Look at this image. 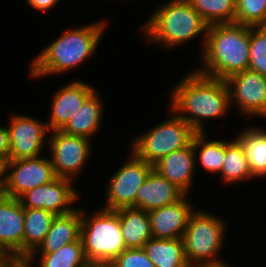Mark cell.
Here are the masks:
<instances>
[{
	"mask_svg": "<svg viewBox=\"0 0 266 267\" xmlns=\"http://www.w3.org/2000/svg\"><path fill=\"white\" fill-rule=\"evenodd\" d=\"M59 0H27L28 5L37 10L46 11L57 4Z\"/></svg>",
	"mask_w": 266,
	"mask_h": 267,
	"instance_id": "34",
	"label": "cell"
},
{
	"mask_svg": "<svg viewBox=\"0 0 266 267\" xmlns=\"http://www.w3.org/2000/svg\"><path fill=\"white\" fill-rule=\"evenodd\" d=\"M115 212L119 216L125 248H143L153 237L148 212L134 207Z\"/></svg>",
	"mask_w": 266,
	"mask_h": 267,
	"instance_id": "20",
	"label": "cell"
},
{
	"mask_svg": "<svg viewBox=\"0 0 266 267\" xmlns=\"http://www.w3.org/2000/svg\"><path fill=\"white\" fill-rule=\"evenodd\" d=\"M49 138L51 164L56 177L68 178L78 175L91 152L90 139L53 130Z\"/></svg>",
	"mask_w": 266,
	"mask_h": 267,
	"instance_id": "9",
	"label": "cell"
},
{
	"mask_svg": "<svg viewBox=\"0 0 266 267\" xmlns=\"http://www.w3.org/2000/svg\"><path fill=\"white\" fill-rule=\"evenodd\" d=\"M0 248L8 257H24V208L6 195L0 197Z\"/></svg>",
	"mask_w": 266,
	"mask_h": 267,
	"instance_id": "14",
	"label": "cell"
},
{
	"mask_svg": "<svg viewBox=\"0 0 266 267\" xmlns=\"http://www.w3.org/2000/svg\"><path fill=\"white\" fill-rule=\"evenodd\" d=\"M56 215L44 209L24 208V257L28 258L45 239Z\"/></svg>",
	"mask_w": 266,
	"mask_h": 267,
	"instance_id": "24",
	"label": "cell"
},
{
	"mask_svg": "<svg viewBox=\"0 0 266 267\" xmlns=\"http://www.w3.org/2000/svg\"><path fill=\"white\" fill-rule=\"evenodd\" d=\"M87 218L81 210V240L92 267L108 266L126 248L118 214L102 208ZM89 219V220H88Z\"/></svg>",
	"mask_w": 266,
	"mask_h": 267,
	"instance_id": "5",
	"label": "cell"
},
{
	"mask_svg": "<svg viewBox=\"0 0 266 267\" xmlns=\"http://www.w3.org/2000/svg\"><path fill=\"white\" fill-rule=\"evenodd\" d=\"M225 223L218 216L197 210L191 215L182 237L190 267L222 264L216 255L223 248Z\"/></svg>",
	"mask_w": 266,
	"mask_h": 267,
	"instance_id": "6",
	"label": "cell"
},
{
	"mask_svg": "<svg viewBox=\"0 0 266 267\" xmlns=\"http://www.w3.org/2000/svg\"><path fill=\"white\" fill-rule=\"evenodd\" d=\"M235 23L265 26L266 0H236Z\"/></svg>",
	"mask_w": 266,
	"mask_h": 267,
	"instance_id": "30",
	"label": "cell"
},
{
	"mask_svg": "<svg viewBox=\"0 0 266 267\" xmlns=\"http://www.w3.org/2000/svg\"><path fill=\"white\" fill-rule=\"evenodd\" d=\"M248 69L266 77V26H250Z\"/></svg>",
	"mask_w": 266,
	"mask_h": 267,
	"instance_id": "29",
	"label": "cell"
},
{
	"mask_svg": "<svg viewBox=\"0 0 266 267\" xmlns=\"http://www.w3.org/2000/svg\"><path fill=\"white\" fill-rule=\"evenodd\" d=\"M68 178L56 177L53 181L33 188L18 199L23 208L44 209L54 215H64L72 212L71 207L78 199V193Z\"/></svg>",
	"mask_w": 266,
	"mask_h": 267,
	"instance_id": "11",
	"label": "cell"
},
{
	"mask_svg": "<svg viewBox=\"0 0 266 267\" xmlns=\"http://www.w3.org/2000/svg\"><path fill=\"white\" fill-rule=\"evenodd\" d=\"M210 25L235 23L236 0H186Z\"/></svg>",
	"mask_w": 266,
	"mask_h": 267,
	"instance_id": "27",
	"label": "cell"
},
{
	"mask_svg": "<svg viewBox=\"0 0 266 267\" xmlns=\"http://www.w3.org/2000/svg\"><path fill=\"white\" fill-rule=\"evenodd\" d=\"M0 267H31V265L25 257H8L0 264Z\"/></svg>",
	"mask_w": 266,
	"mask_h": 267,
	"instance_id": "33",
	"label": "cell"
},
{
	"mask_svg": "<svg viewBox=\"0 0 266 267\" xmlns=\"http://www.w3.org/2000/svg\"><path fill=\"white\" fill-rule=\"evenodd\" d=\"M205 132H196L192 139L193 149L198 151L201 166L208 172L220 173L225 162L226 141H208Z\"/></svg>",
	"mask_w": 266,
	"mask_h": 267,
	"instance_id": "25",
	"label": "cell"
},
{
	"mask_svg": "<svg viewBox=\"0 0 266 267\" xmlns=\"http://www.w3.org/2000/svg\"><path fill=\"white\" fill-rule=\"evenodd\" d=\"M99 96L94 91L61 130L70 135H79L90 139L101 126L103 104Z\"/></svg>",
	"mask_w": 266,
	"mask_h": 267,
	"instance_id": "21",
	"label": "cell"
},
{
	"mask_svg": "<svg viewBox=\"0 0 266 267\" xmlns=\"http://www.w3.org/2000/svg\"><path fill=\"white\" fill-rule=\"evenodd\" d=\"M198 154L192 142L185 148L171 152L153 165V170L160 176L175 184L186 195L191 188Z\"/></svg>",
	"mask_w": 266,
	"mask_h": 267,
	"instance_id": "17",
	"label": "cell"
},
{
	"mask_svg": "<svg viewBox=\"0 0 266 267\" xmlns=\"http://www.w3.org/2000/svg\"><path fill=\"white\" fill-rule=\"evenodd\" d=\"M242 145L253 177L266 176V130L247 128L235 138Z\"/></svg>",
	"mask_w": 266,
	"mask_h": 267,
	"instance_id": "23",
	"label": "cell"
},
{
	"mask_svg": "<svg viewBox=\"0 0 266 267\" xmlns=\"http://www.w3.org/2000/svg\"><path fill=\"white\" fill-rule=\"evenodd\" d=\"M81 210L74 209L72 212L64 215H56L52 221L49 232L45 239L28 258L29 264L35 259V252L48 254L58 251L66 244L78 241L81 237ZM34 256V257H33ZM34 258V259H33Z\"/></svg>",
	"mask_w": 266,
	"mask_h": 267,
	"instance_id": "19",
	"label": "cell"
},
{
	"mask_svg": "<svg viewBox=\"0 0 266 267\" xmlns=\"http://www.w3.org/2000/svg\"><path fill=\"white\" fill-rule=\"evenodd\" d=\"M108 267H155L143 248L125 249Z\"/></svg>",
	"mask_w": 266,
	"mask_h": 267,
	"instance_id": "31",
	"label": "cell"
},
{
	"mask_svg": "<svg viewBox=\"0 0 266 267\" xmlns=\"http://www.w3.org/2000/svg\"><path fill=\"white\" fill-rule=\"evenodd\" d=\"M39 255L41 258L38 267H92L86 259L81 238L56 252Z\"/></svg>",
	"mask_w": 266,
	"mask_h": 267,
	"instance_id": "28",
	"label": "cell"
},
{
	"mask_svg": "<svg viewBox=\"0 0 266 267\" xmlns=\"http://www.w3.org/2000/svg\"><path fill=\"white\" fill-rule=\"evenodd\" d=\"M9 131V160H19L39 157L49 131L47 123L30 116L15 115L11 117Z\"/></svg>",
	"mask_w": 266,
	"mask_h": 267,
	"instance_id": "13",
	"label": "cell"
},
{
	"mask_svg": "<svg viewBox=\"0 0 266 267\" xmlns=\"http://www.w3.org/2000/svg\"><path fill=\"white\" fill-rule=\"evenodd\" d=\"M186 194L152 170L136 195V208L151 211L181 200Z\"/></svg>",
	"mask_w": 266,
	"mask_h": 267,
	"instance_id": "18",
	"label": "cell"
},
{
	"mask_svg": "<svg viewBox=\"0 0 266 267\" xmlns=\"http://www.w3.org/2000/svg\"><path fill=\"white\" fill-rule=\"evenodd\" d=\"M187 195L176 203L148 212L153 238H182L191 215L195 212Z\"/></svg>",
	"mask_w": 266,
	"mask_h": 267,
	"instance_id": "15",
	"label": "cell"
},
{
	"mask_svg": "<svg viewBox=\"0 0 266 267\" xmlns=\"http://www.w3.org/2000/svg\"><path fill=\"white\" fill-rule=\"evenodd\" d=\"M195 267H231L227 263L217 264V265H206V266H195Z\"/></svg>",
	"mask_w": 266,
	"mask_h": 267,
	"instance_id": "36",
	"label": "cell"
},
{
	"mask_svg": "<svg viewBox=\"0 0 266 267\" xmlns=\"http://www.w3.org/2000/svg\"><path fill=\"white\" fill-rule=\"evenodd\" d=\"M5 171L8 172L5 175V195L16 199L56 178L49 157L9 160L5 163Z\"/></svg>",
	"mask_w": 266,
	"mask_h": 267,
	"instance_id": "10",
	"label": "cell"
},
{
	"mask_svg": "<svg viewBox=\"0 0 266 267\" xmlns=\"http://www.w3.org/2000/svg\"><path fill=\"white\" fill-rule=\"evenodd\" d=\"M220 174L223 182L231 184L253 178L243 147L237 139L226 142L225 162Z\"/></svg>",
	"mask_w": 266,
	"mask_h": 267,
	"instance_id": "26",
	"label": "cell"
},
{
	"mask_svg": "<svg viewBox=\"0 0 266 267\" xmlns=\"http://www.w3.org/2000/svg\"><path fill=\"white\" fill-rule=\"evenodd\" d=\"M10 143L9 131L7 126H0V161L7 163L9 161Z\"/></svg>",
	"mask_w": 266,
	"mask_h": 267,
	"instance_id": "32",
	"label": "cell"
},
{
	"mask_svg": "<svg viewBox=\"0 0 266 267\" xmlns=\"http://www.w3.org/2000/svg\"><path fill=\"white\" fill-rule=\"evenodd\" d=\"M105 21L67 30L33 60L30 76L59 74L80 66L91 57L103 36Z\"/></svg>",
	"mask_w": 266,
	"mask_h": 267,
	"instance_id": "3",
	"label": "cell"
},
{
	"mask_svg": "<svg viewBox=\"0 0 266 267\" xmlns=\"http://www.w3.org/2000/svg\"><path fill=\"white\" fill-rule=\"evenodd\" d=\"M5 163L0 161V197L5 195Z\"/></svg>",
	"mask_w": 266,
	"mask_h": 267,
	"instance_id": "35",
	"label": "cell"
},
{
	"mask_svg": "<svg viewBox=\"0 0 266 267\" xmlns=\"http://www.w3.org/2000/svg\"><path fill=\"white\" fill-rule=\"evenodd\" d=\"M142 27L148 40L161 43L167 49L203 32V50L209 25L186 0H170L157 8Z\"/></svg>",
	"mask_w": 266,
	"mask_h": 267,
	"instance_id": "4",
	"label": "cell"
},
{
	"mask_svg": "<svg viewBox=\"0 0 266 267\" xmlns=\"http://www.w3.org/2000/svg\"><path fill=\"white\" fill-rule=\"evenodd\" d=\"M202 54L205 66L196 69L202 75L226 80L248 70L250 26L237 23L210 25Z\"/></svg>",
	"mask_w": 266,
	"mask_h": 267,
	"instance_id": "2",
	"label": "cell"
},
{
	"mask_svg": "<svg viewBox=\"0 0 266 267\" xmlns=\"http://www.w3.org/2000/svg\"><path fill=\"white\" fill-rule=\"evenodd\" d=\"M171 112L175 115L141 134L132 143V152L151 165L171 152L187 147L196 133L176 112L172 109Z\"/></svg>",
	"mask_w": 266,
	"mask_h": 267,
	"instance_id": "7",
	"label": "cell"
},
{
	"mask_svg": "<svg viewBox=\"0 0 266 267\" xmlns=\"http://www.w3.org/2000/svg\"><path fill=\"white\" fill-rule=\"evenodd\" d=\"M225 82L230 102H236L243 114L266 117L265 76L248 69L230 76Z\"/></svg>",
	"mask_w": 266,
	"mask_h": 267,
	"instance_id": "12",
	"label": "cell"
},
{
	"mask_svg": "<svg viewBox=\"0 0 266 267\" xmlns=\"http://www.w3.org/2000/svg\"><path fill=\"white\" fill-rule=\"evenodd\" d=\"M94 91L93 87L80 80L68 83L57 91L53 96L51 118L47 123L49 131L61 130Z\"/></svg>",
	"mask_w": 266,
	"mask_h": 267,
	"instance_id": "16",
	"label": "cell"
},
{
	"mask_svg": "<svg viewBox=\"0 0 266 267\" xmlns=\"http://www.w3.org/2000/svg\"><path fill=\"white\" fill-rule=\"evenodd\" d=\"M130 159L117 170L108 181L105 209L119 210L136 208V195L153 165L137 157L133 152Z\"/></svg>",
	"mask_w": 266,
	"mask_h": 267,
	"instance_id": "8",
	"label": "cell"
},
{
	"mask_svg": "<svg viewBox=\"0 0 266 267\" xmlns=\"http://www.w3.org/2000/svg\"><path fill=\"white\" fill-rule=\"evenodd\" d=\"M171 96L170 109L196 132H205L203 119L225 115L232 104L225 80L202 75L196 70L177 82Z\"/></svg>",
	"mask_w": 266,
	"mask_h": 267,
	"instance_id": "1",
	"label": "cell"
},
{
	"mask_svg": "<svg viewBox=\"0 0 266 267\" xmlns=\"http://www.w3.org/2000/svg\"><path fill=\"white\" fill-rule=\"evenodd\" d=\"M8 256L5 254V252L0 248V264L6 259Z\"/></svg>",
	"mask_w": 266,
	"mask_h": 267,
	"instance_id": "37",
	"label": "cell"
},
{
	"mask_svg": "<svg viewBox=\"0 0 266 267\" xmlns=\"http://www.w3.org/2000/svg\"><path fill=\"white\" fill-rule=\"evenodd\" d=\"M143 249L155 267H190L185 258L182 238L156 239L152 237Z\"/></svg>",
	"mask_w": 266,
	"mask_h": 267,
	"instance_id": "22",
	"label": "cell"
}]
</instances>
